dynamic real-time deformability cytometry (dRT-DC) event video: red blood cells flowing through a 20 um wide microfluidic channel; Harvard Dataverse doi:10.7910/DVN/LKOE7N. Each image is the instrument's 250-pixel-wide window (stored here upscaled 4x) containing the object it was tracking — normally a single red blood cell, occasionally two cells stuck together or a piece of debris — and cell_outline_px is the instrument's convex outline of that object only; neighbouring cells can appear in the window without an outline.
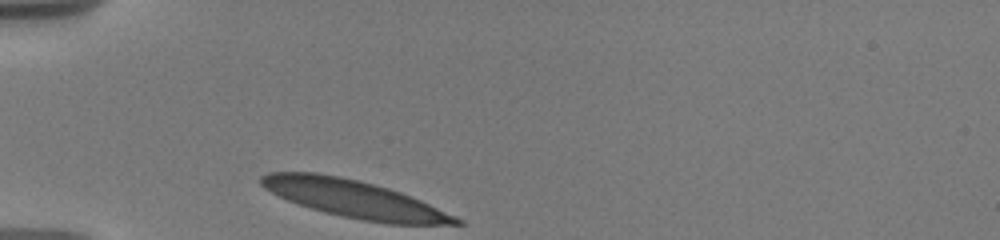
{"species": "human", "species_latin": "Homo sapiens", "temperature_condition": "warm", "stored_images_in_passage": 35, "camera_frame_rate_fps": 3000, "um_per_image_px": 0.085, "donor": {"sex": "male"}, "frame": {"image": 1, "passage_image": 1, "time_ms": 0.0, "image_size_px": [1000, 240], "cell_outline_px": [[464, 224], [388, 224], [360, 220], [324, 212], [288, 200], [264, 188], [260, 184], [260, 176], [268, 172], [316, 172], [340, 176], [388, 188], [400, 192], [420, 200], [464, 220]], "centroid_in_image_um": [30.1, 16.91], "position_along_channel_um": 54.9, "area_um2": 42.14}}
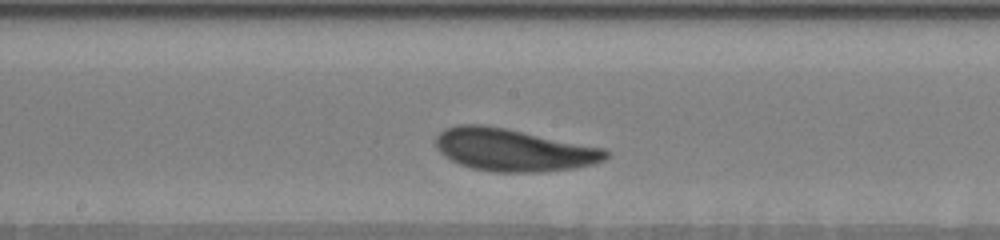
{"frame": {"image": 2, "passage_image": 17, "time_ms": 4.667, "image_size_px": [1000, 240], "cell_outline_px": [[608, 156], [604, 160], [592, 164], [572, 168], [540, 172], [492, 172], [472, 168], [460, 164], [444, 156], [436, 148], [436, 136], [444, 128], [456, 124], [480, 124], [504, 128], [604, 148], [608, 152]], "centroid_in_image_um": [43.59, 12.74], "position_along_channel_um": 204.6, "area_um2": 41.85}}
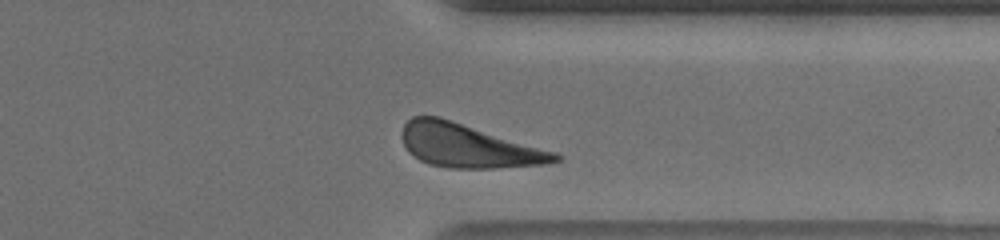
{"frame": {"image": 3, "passage_image": 32, "time_ms": 9.333, "image_size_px": [1000, 240], "cell_outline_px": [[560, 160], [544, 164], [496, 168], [448, 168], [428, 164], [412, 156], [408, 152], [400, 136], [400, 132], [404, 124], [412, 116], [440, 116], [556, 152], [560, 156]], "centroid_in_image_um": [39.74, 12.39], "position_along_channel_um": 371.7, "area_um2": 38.96}, "authors_computed_cell_mechanics": {"area_um2": 40.8646, "velocity_mm_per_s": 3.5718, "shape_relaxation_time_tau1_ms": 1.8104, "shape_relaxation_time_tau2_ms": 0.9124, "deformation_change_tau1": 0.1399, "deformation_change_tau2": 0.0806}}